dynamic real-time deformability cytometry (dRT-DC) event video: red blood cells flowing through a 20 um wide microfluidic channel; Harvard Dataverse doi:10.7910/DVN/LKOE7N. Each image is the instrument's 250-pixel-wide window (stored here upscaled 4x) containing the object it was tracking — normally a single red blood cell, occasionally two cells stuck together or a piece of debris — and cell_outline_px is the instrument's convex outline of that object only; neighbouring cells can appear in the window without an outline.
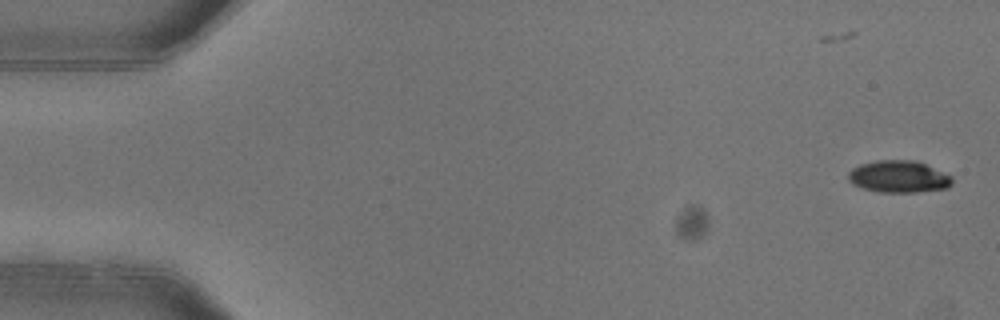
{"species": "common noctule bat (a hibernating species)", "species_latin": "Nyctalus noctula", "temperature_condition": "warm", "stored_images_in_passage": 6, "camera_frame_rate_fps": 3000, "um_per_image_px": 0.085, "animal": {"sex": "female"}, "frame": {"image": 1, "passage_image": 2, "time_ms": 0.333, "image_size_px": [1000, 320], "cell_outline_px": [[952, 184], [948, 188], [916, 192], [876, 192], [852, 184], [848, 180], [848, 172], [852, 168], [860, 164], [876, 160], [916, 160], [952, 176]], "centroid_in_image_um": [76.37, 15.01], "position_along_channel_um": 8.6, "area_um2": 19.48}}
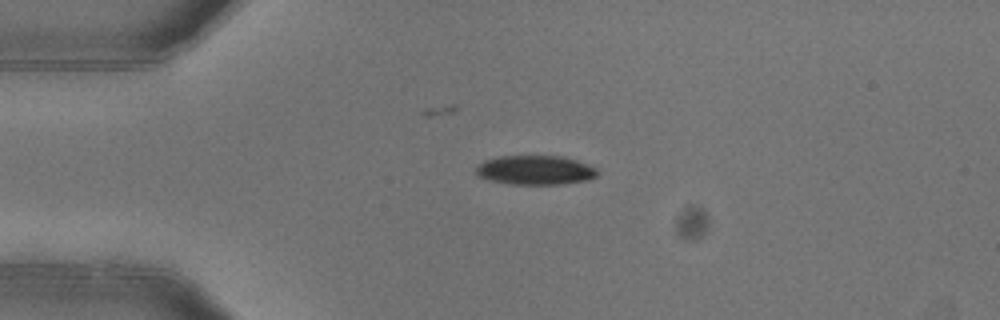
{"frame": {"image": 2, "passage_image": 5, "time_ms": 1.333, "image_size_px": [1000, 320], "cell_outline_px": [[596, 176], [588, 180], [560, 184], [512, 184], [488, 180], [480, 176], [476, 172], [476, 168], [484, 160], [500, 156], [564, 156], [576, 160], [596, 168]], "centroid_in_image_um": [45.49, 14.45], "position_along_channel_um": 39.5, "area_um2": 20.52}}